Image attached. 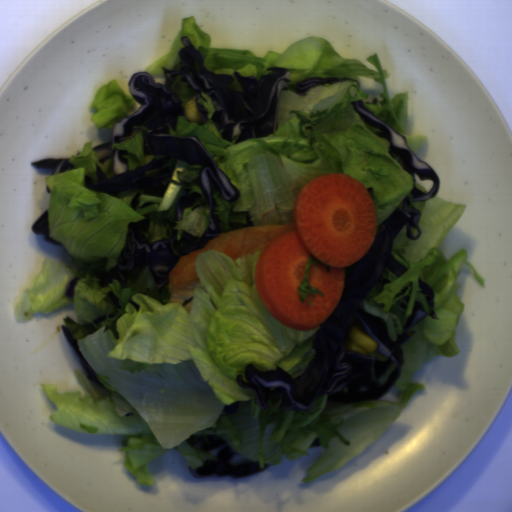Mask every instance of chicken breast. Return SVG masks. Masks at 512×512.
<instances>
[{
  "mask_svg": "<svg viewBox=\"0 0 512 512\" xmlns=\"http://www.w3.org/2000/svg\"><path fill=\"white\" fill-rule=\"evenodd\" d=\"M292 230H295L294 223L249 226L222 233L201 250L185 254L169 274L170 300L168 303L182 305L187 298L193 296L194 290L200 283L196 263L202 252L218 251L236 261L245 254L254 255L258 251H263L270 241Z\"/></svg>",
  "mask_w": 512,
  "mask_h": 512,
  "instance_id": "obj_1",
  "label": "chicken breast"
},
{
  "mask_svg": "<svg viewBox=\"0 0 512 512\" xmlns=\"http://www.w3.org/2000/svg\"><path fill=\"white\" fill-rule=\"evenodd\" d=\"M192 303H193V300H191L190 302H188L187 304H185L184 309H186L188 312H190L191 310V307H192Z\"/></svg>",
  "mask_w": 512,
  "mask_h": 512,
  "instance_id": "obj_2",
  "label": "chicken breast"
}]
</instances>
